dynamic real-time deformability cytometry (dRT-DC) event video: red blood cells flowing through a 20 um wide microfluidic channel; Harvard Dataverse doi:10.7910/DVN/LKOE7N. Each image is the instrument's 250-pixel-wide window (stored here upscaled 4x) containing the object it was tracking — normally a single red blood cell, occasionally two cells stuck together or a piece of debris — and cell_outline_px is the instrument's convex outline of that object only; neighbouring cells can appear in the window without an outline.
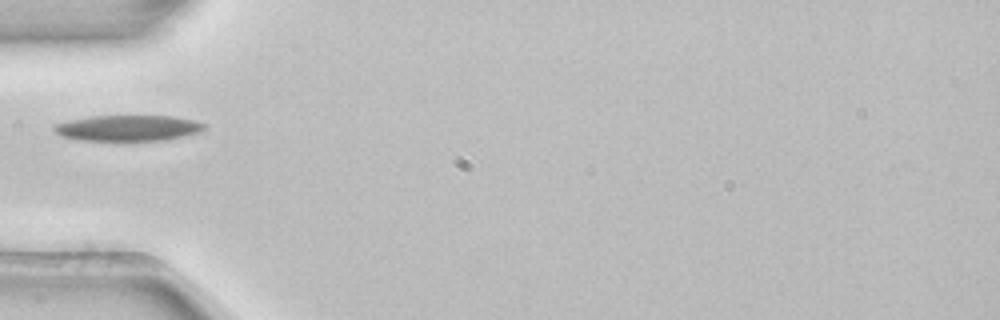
{"species": "common noctule bat (a hibernating species)", "species_latin": "Nyctalus noctula", "temperature_condition": "room temperature", "stored_images_in_passage": 1, "camera_frame_rate_fps": 3000, "um_per_image_px": 0.085, "animal": {"sex": "female", "body_mass_g": 22.7, "forearm_length_mm": 54.2}, "frame": {"image": 1, "passage_image": 1, "time_ms": 0.0, "image_size_px": [1000, 320], "cell_outline_px": [[204, 132], [164, 140], [80, 140], [60, 136], [52, 128], [52, 124], [92, 116], [172, 116], [196, 120], [204, 124]], "centroid_in_image_um": [10.9, 10.88], "position_along_channel_um": 74.1, "area_um2": 22.6}}